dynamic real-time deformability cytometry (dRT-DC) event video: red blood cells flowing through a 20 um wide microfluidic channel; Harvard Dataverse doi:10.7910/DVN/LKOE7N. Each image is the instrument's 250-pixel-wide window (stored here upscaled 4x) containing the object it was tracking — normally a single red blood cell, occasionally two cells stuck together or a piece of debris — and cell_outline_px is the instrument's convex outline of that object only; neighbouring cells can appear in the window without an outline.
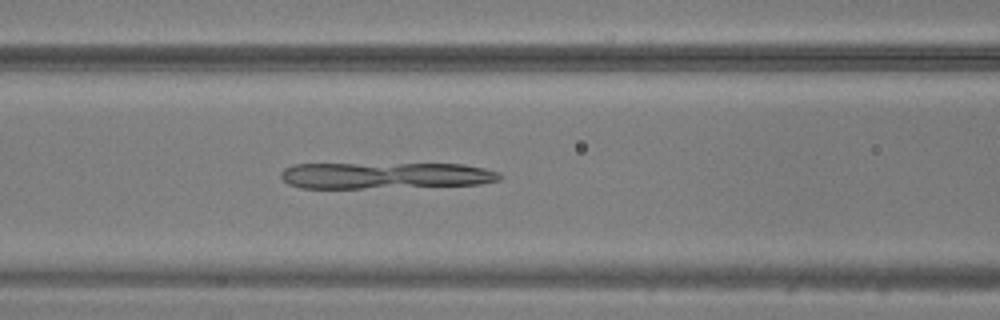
{"species": "common noctule bat (a hibernating species)", "species_latin": "Nyctalus noctula", "temperature_condition": "warm", "stored_images_in_passage": 42, "camera_frame_rate_fps": 3000, "um_per_image_px": 0.085, "animal": {"sex": "male", "body_mass_g": 20.5, "forearm_length_mm": 52.5}, "frame": {"image": 1, "passage_image": 15, "time_ms": 4.667, "image_size_px": [1000, 320], "cell_outline_px": [[504, 176], [500, 180], [480, 184], [364, 188], [300, 188], [288, 184], [280, 176], [280, 172], [284, 168], [292, 164], [464, 164], [484, 168], [500, 172]], "centroid_in_image_um": [32.75, 14.91], "position_along_channel_um": 133.9, "area_um2": 33.81}}
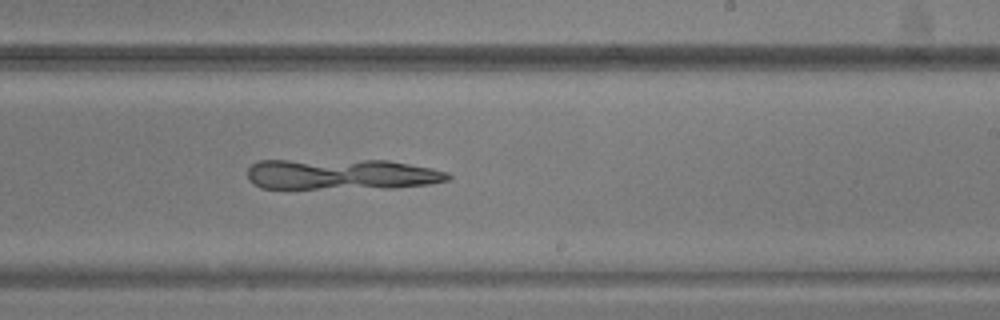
{"frame": {"image": 2, "passage_image": 24, "time_ms": 7.667, "image_size_px": [1000, 320], "cell_outline_px": [[452, 176], [448, 180], [432, 184], [392, 188], [260, 188], [252, 184], [248, 180], [248, 168], [252, 164], [260, 160], [388, 160], [432, 168], [448, 172]], "centroid_in_image_um": [29.03, 14.81], "position_along_channel_um": 260.0, "area_um2": 36.3}}
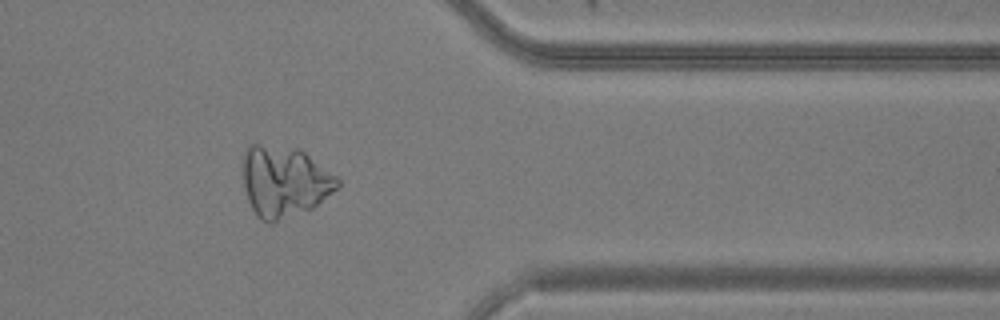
{"frame": {"image": 3, "passage_image": 34, "time_ms": 11.0, "image_size_px": [1000, 320], "cell_outline_px": [[340, 184], [336, 188], [312, 208], [272, 224], [268, 224], [260, 220], [256, 216], [248, 200], [244, 188], [244, 152], [248, 144], [260, 144], [300, 148], [336, 176], [340, 180]], "centroid_in_image_um": [24.15, 15.43], "position_along_channel_um": 387.3, "area_um2": 39.13}}